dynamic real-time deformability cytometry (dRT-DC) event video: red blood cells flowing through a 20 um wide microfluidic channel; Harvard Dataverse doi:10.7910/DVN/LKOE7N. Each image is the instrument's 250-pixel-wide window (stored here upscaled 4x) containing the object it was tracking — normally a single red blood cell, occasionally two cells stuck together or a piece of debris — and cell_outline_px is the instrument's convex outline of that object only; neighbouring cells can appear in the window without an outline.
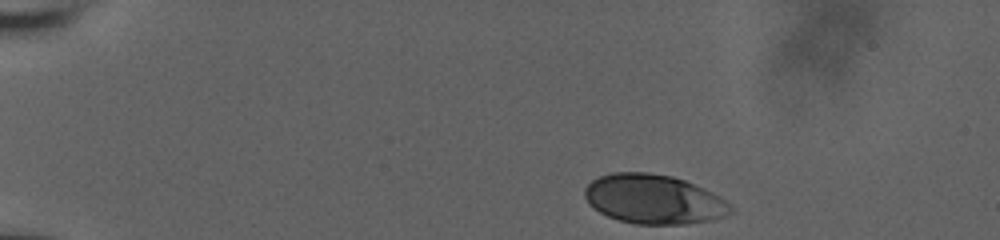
{"species": "human", "species_latin": "Homo sapiens", "temperature_condition": "room temperature", "stored_images_in_passage": 39, "camera_frame_rate_fps": 3000, "um_per_image_px": 0.085, "donor": {"sex": "male"}, "frame": {"image": 1, "passage_image": 1, "time_ms": 0.0, "image_size_px": [1000, 240], "cell_outline_px": [[732, 212], [724, 216], [708, 220], [684, 224], [636, 224], [620, 220], [608, 216], [592, 208], [588, 204], [584, 196], [584, 188], [592, 180], [600, 176], [612, 172], [648, 172], [672, 176], [684, 180], [704, 188], [720, 196], [732, 208]], "centroid_in_image_um": [55.53, 16.92], "position_along_channel_um": 29.5, "area_um2": 41.91}}
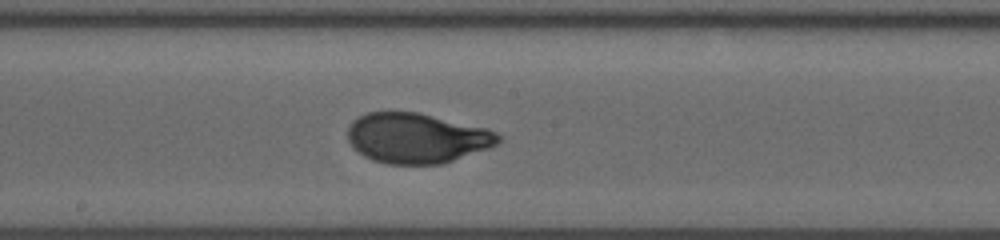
{"frame": {"image": 2, "passage_image": 23, "time_ms": 7.333, "image_size_px": [1000, 240], "cell_outline_px": [[500, 140], [496, 144], [488, 148], [440, 164], [388, 164], [372, 160], [364, 156], [348, 140], [348, 124], [352, 120], [368, 112], [416, 112], [488, 128], [496, 132], [500, 136]], "centroid_in_image_um": [35.41, 11.73], "position_along_channel_um": 212.8, "area_um2": 43.64}}
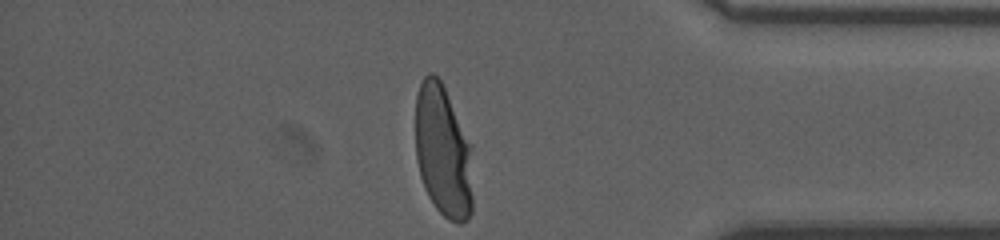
{"frame": {"image": 3, "passage_image": 39, "time_ms": 12.667, "image_size_px": [1000, 240], "cell_outline_px": [[472, 212], [468, 220], [460, 224], [448, 220], [436, 208], [428, 196], [424, 188], [420, 176], [416, 160], [416, 96], [420, 84], [424, 76], [428, 72], [432, 72], [440, 80], [472, 144]], "centroid_in_image_um": [37.67, 12.9], "position_along_channel_um": 397.5, "area_um2": 44.8}, "authors_computed_cell_mechanics": {"area_um2": 43.8124, "velocity_mm_per_s": 3.8375, "shape_relaxation_time_tau1_ms": 3.9231, "shape_relaxation_time_tau2_ms": null, "deformation_change_tau1": 0.1912, "deformation_change_tau2": null}}